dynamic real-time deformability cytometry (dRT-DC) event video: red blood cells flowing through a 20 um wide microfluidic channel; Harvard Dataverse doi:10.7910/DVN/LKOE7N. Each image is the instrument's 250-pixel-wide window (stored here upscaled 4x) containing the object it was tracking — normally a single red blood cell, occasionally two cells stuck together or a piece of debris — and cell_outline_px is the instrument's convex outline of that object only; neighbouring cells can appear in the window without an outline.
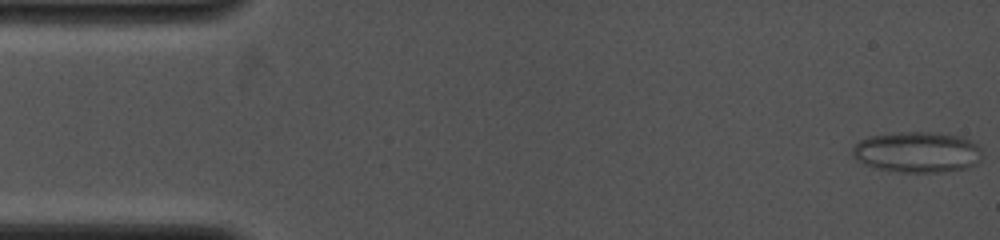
{"species": "common noctule bat (a hibernating species)", "species_latin": "Nyctalus noctula", "temperature_condition": "cold", "stored_images_in_passage": 8, "camera_frame_rate_fps": 4000, "um_per_image_px": 0.085, "animal": {"sex": "female", "body_mass_g": 19.0, "forearm_length_mm": 53.3}, "frame": {"image": 1, "passage_image": 1, "time_ms": 0.0, "image_size_px": [1000, 240], "cell_outline_px": [[980, 160], [976, 164], [968, 168], [940, 172], [900, 172], [872, 168], [856, 160], [852, 156], [852, 148], [860, 140], [868, 136], [900, 132], [936, 132], [960, 136], [976, 144], [980, 148]], "centroid_in_image_um": [77.93, 12.93], "position_along_channel_um": 7.1, "area_um2": 31.04}}
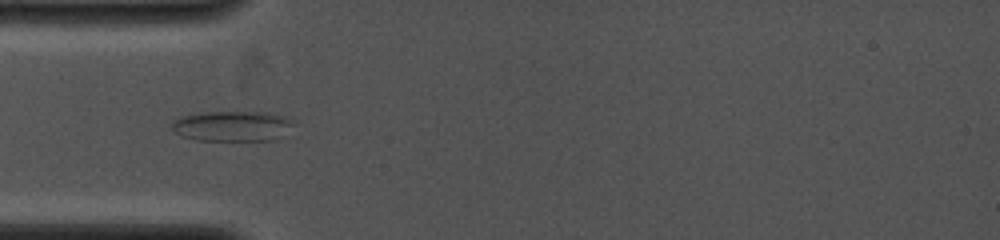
{"frame": {"image": 2, "passage_image": 7, "time_ms": 4.25, "image_size_px": [1000, 240], "cell_outline_px": [[296, 124], [276, 140], [196, 140], [180, 136], [172, 128], [172, 120], [184, 116], [200, 112], [268, 112], [284, 116], [292, 120]], "centroid_in_image_um": [19.76, 10.71], "position_along_channel_um": 65.2, "area_um2": 21.62}}